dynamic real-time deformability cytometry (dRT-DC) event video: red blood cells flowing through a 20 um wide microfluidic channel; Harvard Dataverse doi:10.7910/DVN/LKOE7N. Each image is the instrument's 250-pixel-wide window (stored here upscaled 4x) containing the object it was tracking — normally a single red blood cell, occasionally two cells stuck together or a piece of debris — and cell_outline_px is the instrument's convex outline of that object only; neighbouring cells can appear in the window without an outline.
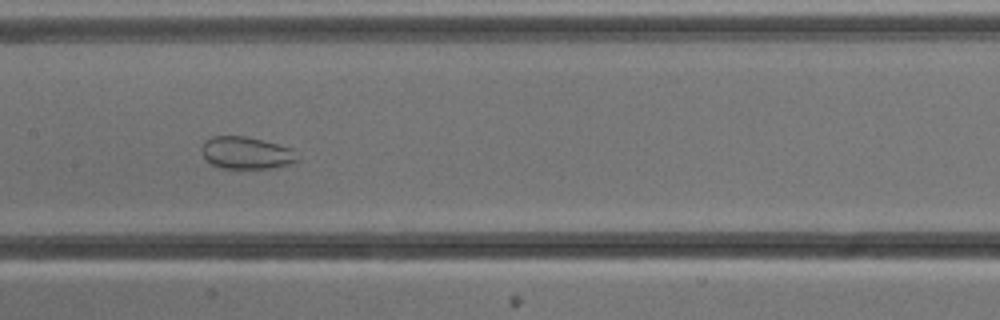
{"species": "common noctule bat (a hibernating species)", "species_latin": "Nyctalus noctula", "temperature_condition": "cold", "stored_images_in_passage": 54, "camera_frame_rate_fps": 3000, "um_per_image_px": 0.085, "animal": {"sex": "male", "body_mass_g": 13.3}, "frame": {"image": 1, "passage_image": 27, "time_ms": 8.667, "image_size_px": [1000, 320], "cell_outline_px": [[300, 156], [296, 160], [288, 164], [276, 168], [220, 168], [208, 164], [204, 160], [200, 148], [204, 140], [212, 136], [244, 136], [292, 148]], "centroid_in_image_um": [20.87, 13.0], "position_along_channel_um": 186.5, "area_um2": 18.21}}
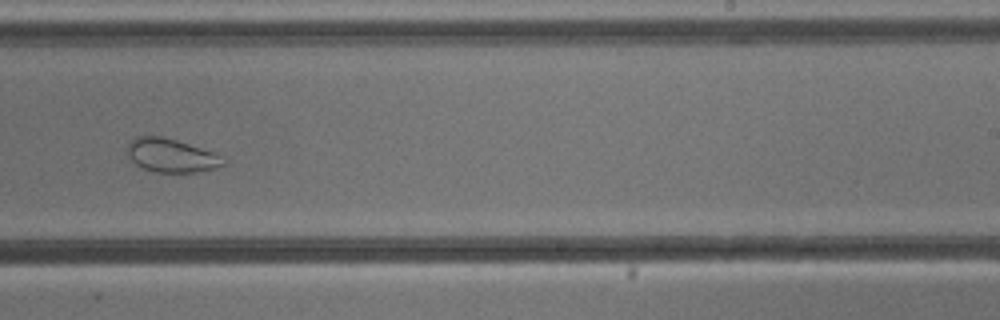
{"frame": {"image": 2, "passage_image": 34, "time_ms": 11.0, "image_size_px": [1000, 320], "cell_outline_px": [[228, 160], [224, 164], [216, 168], [196, 172], [156, 172], [144, 168], [136, 164], [132, 160], [124, 148], [128, 140], [136, 136], [160, 136], [176, 140], [216, 152]], "centroid_in_image_um": [14.55, 13.2], "position_along_channel_um": 274.4, "area_um2": 19.07}}
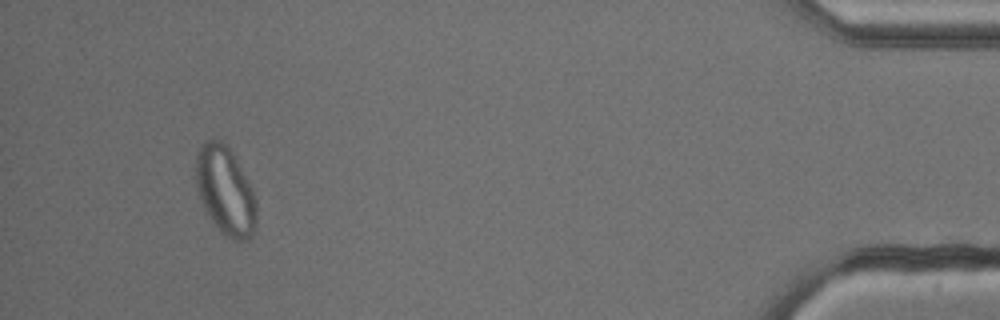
{"frame": {"image": 3, "passage_image": 51, "time_ms": 16.667, "image_size_px": [1000, 320], "cell_outline_px": [[256, 228], [248, 240], [232, 240], [224, 236], [220, 232], [204, 212], [196, 188], [196, 152], [204, 140], [224, 140], [228, 144], [252, 188], [256, 196]], "centroid_in_image_um": [19.14, 16.22], "position_along_channel_um": 416.1, "area_um2": 31.91}, "authors_computed_cell_mechanics": {"area_um2": 29.1312, "velocity_mm_per_s": 3.7936, "shape_relaxation_time_tau1_ms": null, "shape_relaxation_time_tau2_ms": 1.8132, "deformation_change_tau1": null, "deformation_change_tau2": 0.0535}}